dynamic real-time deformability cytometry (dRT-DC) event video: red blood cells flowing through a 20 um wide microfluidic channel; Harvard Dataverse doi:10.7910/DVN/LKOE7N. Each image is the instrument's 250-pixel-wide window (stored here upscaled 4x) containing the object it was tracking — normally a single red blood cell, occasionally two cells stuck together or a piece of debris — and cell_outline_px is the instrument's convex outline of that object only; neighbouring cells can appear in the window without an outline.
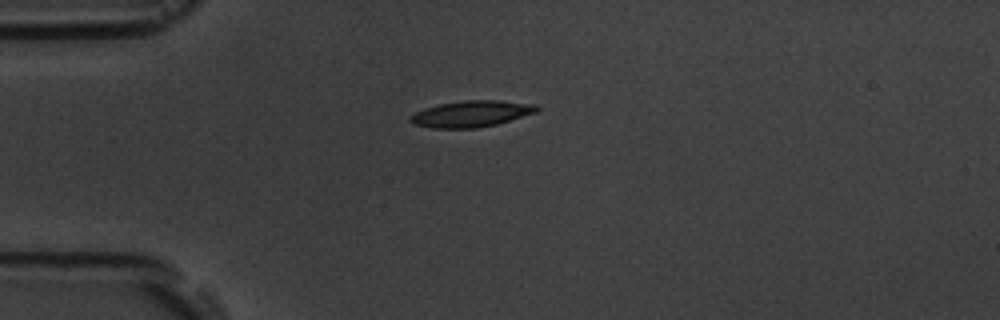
{"species": "common noctule bat (a hibernating species)", "species_latin": "Nyctalus noctula", "temperature_condition": "room temperature", "stored_images_in_passage": 8, "camera_frame_rate_fps": 3000, "um_per_image_px": 0.085, "animal": {"sex": "male", "body_mass_g": 19.5, "forearm_length_mm": 54.6}, "frame": {"image": 1, "passage_image": 1, "time_ms": 0.0, "image_size_px": [1000, 320], "cell_outline_px": [[540, 108], [536, 112], [496, 124], [476, 128], [432, 128], [412, 124], [408, 120], [408, 116], [424, 108], [440, 104], [464, 100], [496, 100], [536, 104]], "centroid_in_image_um": [40.02, 9.67], "position_along_channel_um": 45.0, "area_um2": 19.36}}
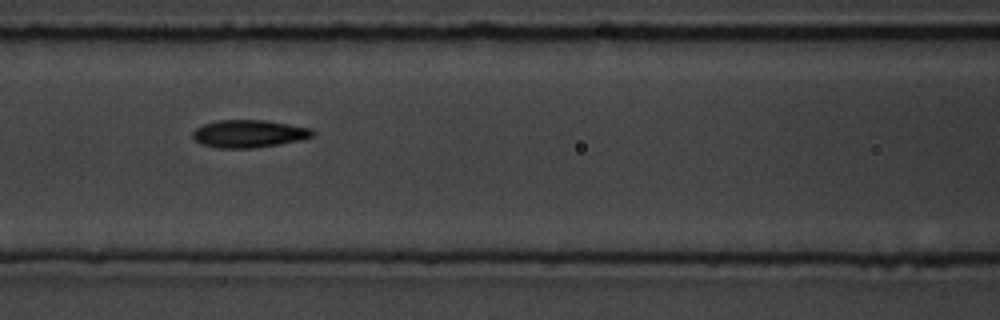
{"frame": {"image": 2, "passage_image": 4, "time_ms": 3.333, "image_size_px": [1000, 320], "cell_outline_px": [[316, 132], [312, 136], [300, 140], [252, 148], [220, 148], [200, 144], [192, 136], [192, 132], [196, 128], [204, 124], [216, 120], [264, 120], [312, 128]], "centroid_in_image_um": [21.14, 11.36], "position_along_channel_um": 145.5, "area_um2": 19.19}}
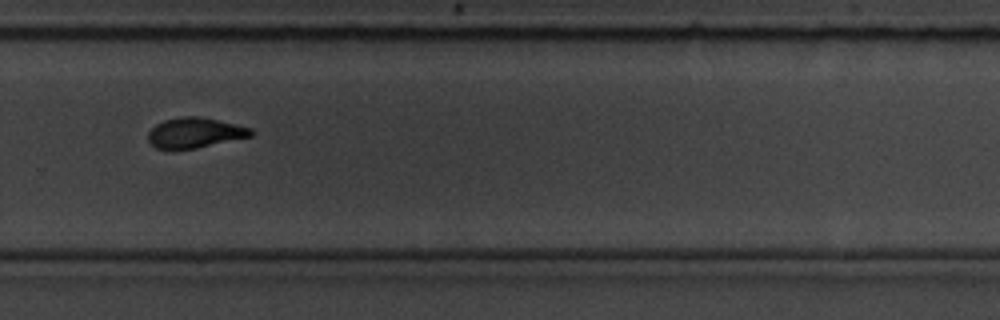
{"frame": {"image": 3, "passage_image": 8, "time_ms": 8.0, "image_size_px": [1000, 320], "cell_outline_px": [[256, 132], [252, 136], [196, 148], [172, 152], [156, 148], [148, 140], [148, 132], [156, 124], [164, 120], [180, 116], [200, 116], [236, 124], [252, 128]], "centroid_in_image_um": [16.54, 11.31], "position_along_channel_um": 313.3, "area_um2": 18.61}}